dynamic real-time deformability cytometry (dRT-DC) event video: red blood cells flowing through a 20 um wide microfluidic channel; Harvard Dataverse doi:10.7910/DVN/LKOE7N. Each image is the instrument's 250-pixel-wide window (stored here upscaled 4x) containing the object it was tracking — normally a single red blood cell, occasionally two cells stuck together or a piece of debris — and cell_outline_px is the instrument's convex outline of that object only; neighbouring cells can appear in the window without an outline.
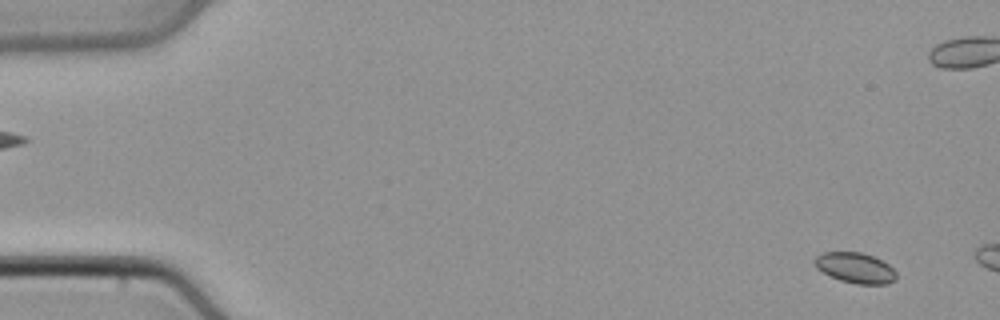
{"species": "common noctule bat (a hibernating species)", "species_latin": "Nyctalus noctula", "temperature_condition": "cold", "stored_images_in_passage": 15, "camera_frame_rate_fps": 3000, "um_per_image_px": 0.085, "animal": {"sex": "male", "body_mass_g": 21.5, "forearm_length_mm": 52.0}, "frame": {"image": 1, "passage_image": 3, "time_ms": 0.667, "image_size_px": [1000, 320], "cell_outline_px": [[896, 280], [884, 284], [856, 284], [840, 280], [816, 268], [812, 260], [816, 256], [824, 252], [860, 252], [872, 256], [888, 264], [896, 272]], "centroid_in_image_um": [72.68, 22.76], "position_along_channel_um": 12.3, "area_um2": 14.39}}